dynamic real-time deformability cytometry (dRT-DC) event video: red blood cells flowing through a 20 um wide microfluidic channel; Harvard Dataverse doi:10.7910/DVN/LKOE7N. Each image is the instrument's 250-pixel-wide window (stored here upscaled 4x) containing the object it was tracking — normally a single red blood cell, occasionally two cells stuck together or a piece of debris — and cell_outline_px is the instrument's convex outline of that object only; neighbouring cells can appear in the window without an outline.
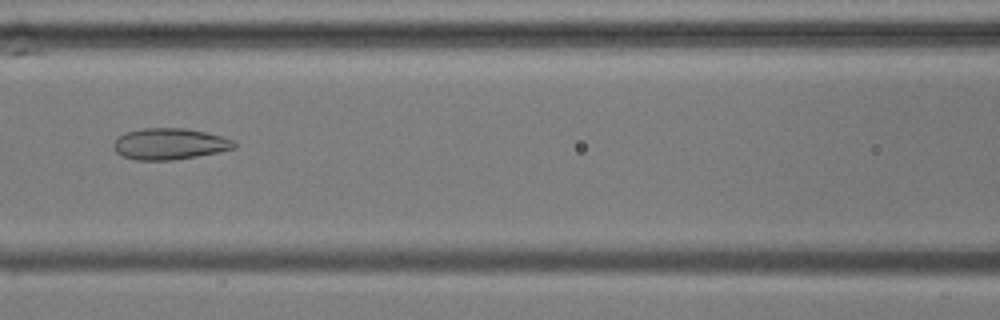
{"species": "common noctule bat (a hibernating species)", "species_latin": "Nyctalus noctula", "temperature_condition": "cold", "stored_images_in_passage": 54, "camera_frame_rate_fps": 3000, "um_per_image_px": 0.085, "animal": {"sex": "male", "body_mass_g": 17.9, "forearm_length_mm": 54.2}, "frame": {"image": 1, "passage_image": 23, "time_ms": 7.333, "image_size_px": [1000, 320], "cell_outline_px": [[236, 148], [220, 152], [172, 160], [136, 160], [124, 156], [116, 152], [112, 148], [112, 144], [124, 132], [144, 128], [184, 128], [204, 132], [220, 136], [232, 140], [236, 144]], "centroid_in_image_um": [14.4, 12.23], "position_along_channel_um": 152.2, "area_um2": 21.91}}
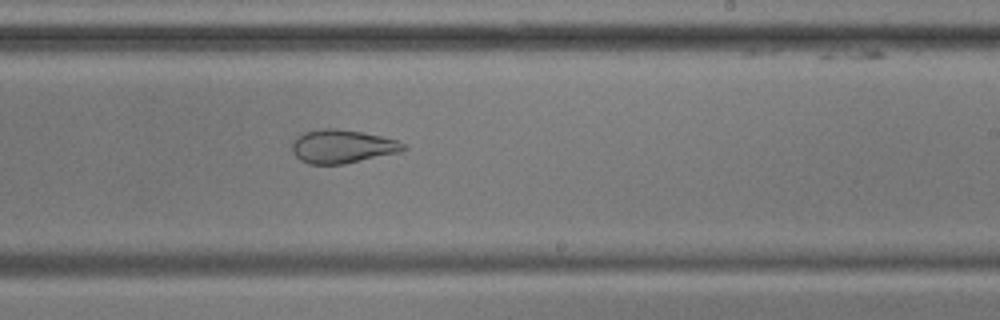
{"frame": {"image": 2, "passage_image": 32, "time_ms": 10.333, "image_size_px": [1000, 320], "cell_outline_px": [[408, 148], [400, 152], [344, 164], [308, 164], [300, 160], [292, 152], [292, 144], [296, 136], [304, 132], [320, 128], [336, 128], [364, 132], [396, 140], [404, 144]], "centroid_in_image_um": [29.07, 12.44], "position_along_channel_um": 259.9, "area_um2": 21.85}}
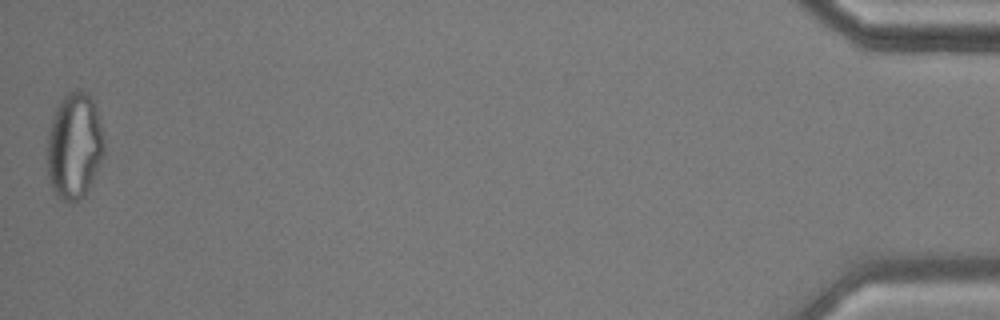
{"frame": {"image": 3, "passage_image": 54, "time_ms": 17.667, "image_size_px": [1000, 320], "cell_outline_px": [[104, 152], [92, 180], [84, 196], [80, 200], [72, 204], [68, 204], [60, 200], [56, 196], [52, 188], [48, 176], [48, 128], [52, 116], [56, 108], [64, 96], [68, 92], [76, 88], [80, 88], [88, 92], [92, 96], [96, 104], [104, 136]], "centroid_in_image_um": [6.32, 12.38], "position_along_channel_um": 428.9, "area_um2": 35.89}, "authors_computed_cell_mechanics": {"area_um2": 28.1197, "velocity_mm_per_s": 3.6003, "shape_relaxation_time_tau1_ms": null, "shape_relaxation_time_tau2_ms": 1.9801, "deformation_change_tau1": null, "deformation_change_tau2": 0.0738}}